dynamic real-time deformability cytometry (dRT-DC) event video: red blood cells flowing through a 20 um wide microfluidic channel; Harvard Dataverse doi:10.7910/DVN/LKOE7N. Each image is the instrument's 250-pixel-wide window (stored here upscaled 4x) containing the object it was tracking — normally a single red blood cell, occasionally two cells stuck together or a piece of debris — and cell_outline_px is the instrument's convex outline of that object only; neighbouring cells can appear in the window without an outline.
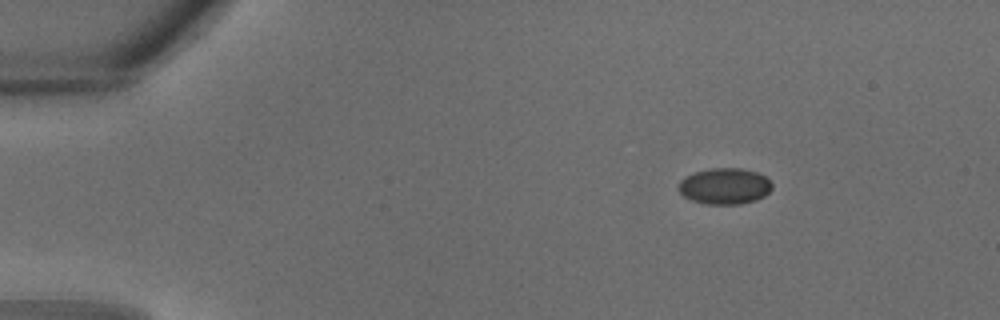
{"species": "common noctule bat (a hibernating species)", "species_latin": "Nyctalus noctula", "temperature_condition": "warm", "stored_images_in_passage": 29, "camera_frame_rate_fps": 3000, "um_per_image_px": 0.085, "animal": {"sex": "male", "body_mass_g": 18.8}, "frame": {"image": 1, "passage_image": 1, "time_ms": 0.0, "image_size_px": [1000, 320], "cell_outline_px": [[772, 188], [764, 196], [756, 200], [740, 204], [704, 204], [692, 200], [684, 196], [676, 188], [680, 180], [684, 176], [696, 172], [712, 168], [740, 168], [756, 172], [764, 176], [772, 184]], "centroid_in_image_um": [61.57, 15.83], "position_along_channel_um": 23.4, "area_um2": 19.71}}
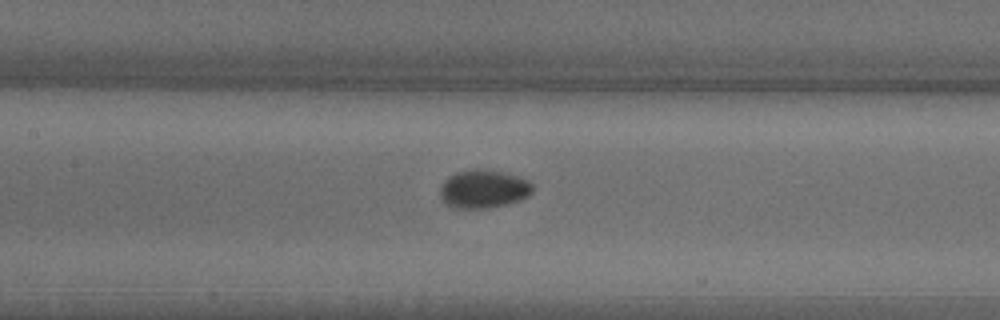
{"frame": {"image": 2, "passage_image": 12, "time_ms": 3.667, "image_size_px": [1000, 320], "cell_outline_px": [[532, 192], [528, 196], [520, 200], [508, 204], [488, 208], [452, 208], [444, 204], [440, 196], [440, 188], [444, 180], [448, 176], [456, 172], [472, 168], [476, 168], [500, 172], [516, 176], [528, 180], [532, 184]], "centroid_in_image_um": [41.06, 16.07], "position_along_channel_um": 166.3, "area_um2": 20.81}}
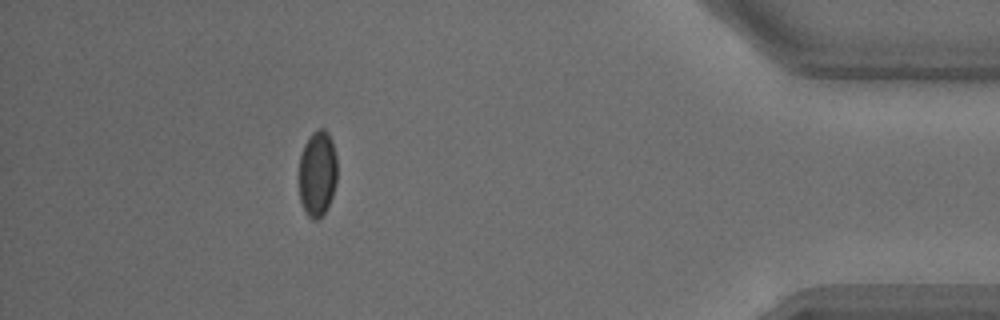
{"frame": {"image": 3, "passage_image": 26, "time_ms": 8.333, "image_size_px": [1000, 320], "cell_outline_px": [[336, 184], [328, 208], [316, 220], [312, 220], [308, 216], [300, 200], [300, 156], [304, 144], [312, 132], [316, 128], [324, 128], [328, 132], [332, 140], [336, 156]], "centroid_in_image_um": [26.99, 14.72], "position_along_channel_um": 408.2, "area_um2": 19.13}}